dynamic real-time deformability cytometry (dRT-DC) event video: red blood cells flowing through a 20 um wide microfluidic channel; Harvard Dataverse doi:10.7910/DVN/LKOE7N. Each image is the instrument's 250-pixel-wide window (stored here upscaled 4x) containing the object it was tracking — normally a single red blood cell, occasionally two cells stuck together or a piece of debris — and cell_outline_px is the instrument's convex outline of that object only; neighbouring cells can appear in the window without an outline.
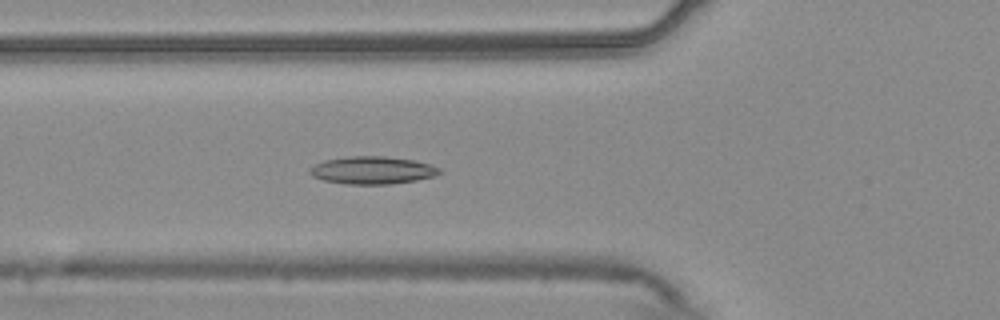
{"species": "common noctule bat (a hibernating species)", "species_latin": "Nyctalus noctula", "temperature_condition": "warm", "stored_images_in_passage": 43, "camera_frame_rate_fps": 3000, "um_per_image_px": 0.085, "animal": {"sex": "male", "body_mass_g": 20.4}, "frame": {"image": 1, "passage_image": 8, "time_ms": 2.333, "image_size_px": [1000, 320], "cell_outline_px": [[440, 172], [436, 176], [416, 180], [388, 184], [348, 184], [324, 180], [312, 176], [308, 172], [308, 168], [324, 160], [348, 156], [384, 156], [412, 160], [428, 164], [440, 168]], "centroid_in_image_um": [31.62, 14.47], "position_along_channel_um": 94.2, "area_um2": 20.75}}
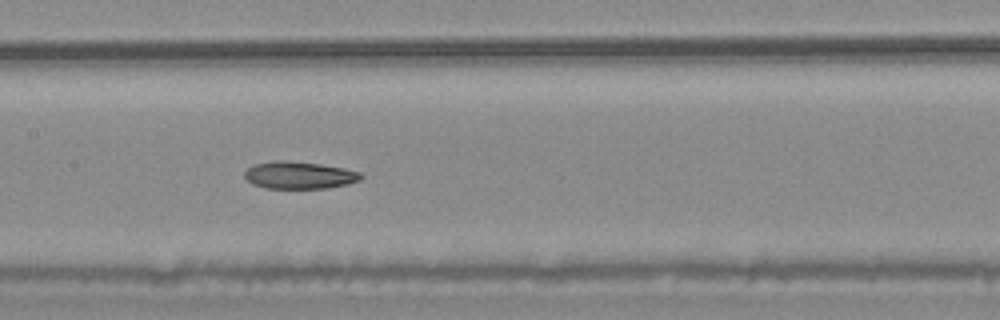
{"frame": {"image": 2, "passage_image": 15, "time_ms": 4.667, "image_size_px": [1000, 320], "cell_outline_px": [[364, 176], [360, 180], [348, 184], [328, 188], [264, 188], [252, 184], [244, 180], [244, 172], [252, 164], [276, 160], [288, 160], [320, 164], [344, 168], [360, 172]], "centroid_in_image_um": [25.4, 14.89], "position_along_channel_um": 182.0, "area_um2": 18.79}}
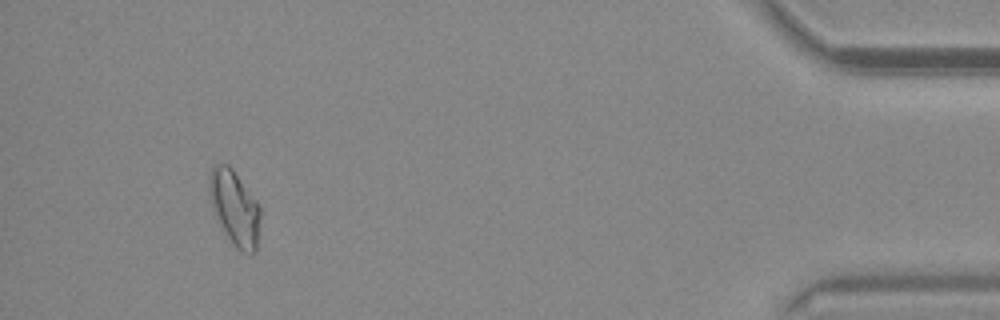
{"frame": {"image": 3, "passage_image": 39, "time_ms": 12.667, "image_size_px": [1000, 320], "cell_outline_px": [[260, 220], [256, 252], [244, 252], [236, 248], [232, 244], [212, 208], [208, 192], [208, 176], [212, 168], [216, 164], [228, 164], [232, 168], [260, 208]], "centroid_in_image_um": [19.92, 17.65], "position_along_channel_um": 415.3, "area_um2": 21.85}, "authors_computed_cell_mechanics": {"area_um2": 19.4208, "velocity_mm_per_s": 3.7454, "shape_relaxation_time_tau1_ms": null, "shape_relaxation_time_tau2_ms": 5.1682, "deformation_change_tau1": null, "deformation_change_tau2": 0.1252}}